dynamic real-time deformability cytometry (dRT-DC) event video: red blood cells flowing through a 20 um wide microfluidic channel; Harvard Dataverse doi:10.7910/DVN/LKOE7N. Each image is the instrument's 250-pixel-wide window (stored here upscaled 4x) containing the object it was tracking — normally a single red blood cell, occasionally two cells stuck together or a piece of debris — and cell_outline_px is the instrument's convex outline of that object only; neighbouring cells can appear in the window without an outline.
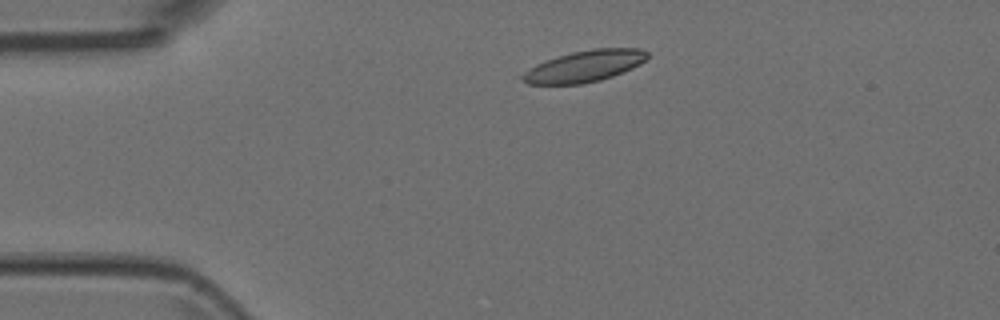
{"species": "Egyptian fruit bat (a non-hibernating species)", "species_latin": "Rousettus aegyptiacus", "temperature_condition": "room temperature", "stored_images_in_passage": 3, "camera_frame_rate_fps": 3000, "um_per_image_px": 0.085, "animal": {"sex": "female"}, "frame": {"image": 1, "passage_image": 2, "time_ms": 0.333, "image_size_px": [1000, 320], "cell_outline_px": [[648, 56], [640, 64], [632, 68], [612, 76], [600, 80], [580, 84], [528, 84], [520, 76], [528, 68], [536, 64], [572, 52], [592, 48], [640, 48], [648, 52]], "centroid_in_image_um": [49.69, 5.62], "position_along_channel_um": 35.3, "area_um2": 22.66}}